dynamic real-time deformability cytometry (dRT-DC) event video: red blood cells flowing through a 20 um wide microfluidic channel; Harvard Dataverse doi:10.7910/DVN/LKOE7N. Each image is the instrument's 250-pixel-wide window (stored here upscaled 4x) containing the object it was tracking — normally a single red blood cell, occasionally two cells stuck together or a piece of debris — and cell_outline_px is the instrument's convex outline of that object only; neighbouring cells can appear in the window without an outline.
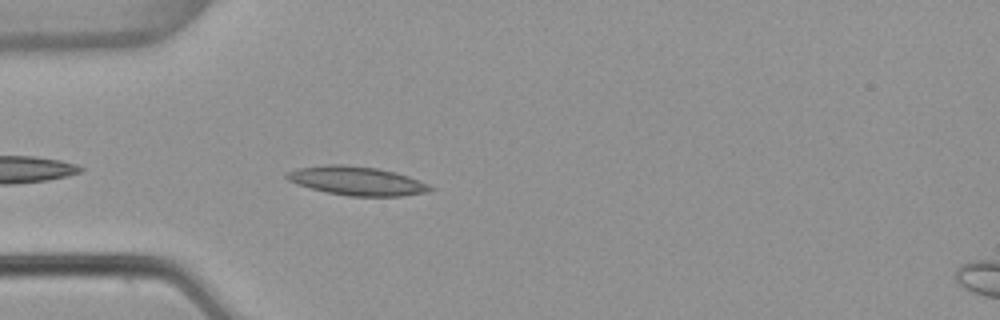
{"species": "common noctule bat (a hibernating species)", "species_latin": "Nyctalus noctula", "temperature_condition": "warm", "stored_images_in_passage": 7, "camera_frame_rate_fps": 3000, "um_per_image_px": 0.085, "animal": {"sex": "female", "body_mass_g": 22.7, "forearm_length_mm": 54.2}, "frame": {"image": 1, "passage_image": 3, "time_ms": 0.667, "image_size_px": [1000, 320], "cell_outline_px": [[436, 188], [424, 192], [400, 196], [348, 196], [328, 192], [312, 188], [288, 180], [284, 176], [284, 172], [296, 168], [324, 164], [344, 164], [376, 168], [396, 172], [408, 176], [428, 184]], "centroid_in_image_um": [30.3, 15.36], "position_along_channel_um": 54.7, "area_um2": 23.99}}
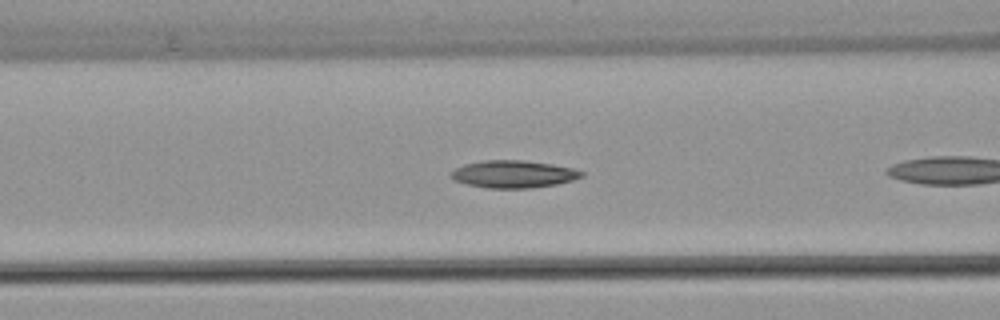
{"frame": {"image": 2, "passage_image": 6, "time_ms": 1.667, "image_size_px": [1000, 320], "cell_outline_px": [[584, 176], [572, 180], [556, 184], [532, 188], [488, 188], [468, 184], [452, 180], [448, 176], [448, 172], [464, 164], [484, 160], [524, 160], [552, 164], [572, 168], [584, 172]], "centroid_in_image_um": [43.6, 14.8], "position_along_channel_um": 123.0, "area_um2": 20.98}}